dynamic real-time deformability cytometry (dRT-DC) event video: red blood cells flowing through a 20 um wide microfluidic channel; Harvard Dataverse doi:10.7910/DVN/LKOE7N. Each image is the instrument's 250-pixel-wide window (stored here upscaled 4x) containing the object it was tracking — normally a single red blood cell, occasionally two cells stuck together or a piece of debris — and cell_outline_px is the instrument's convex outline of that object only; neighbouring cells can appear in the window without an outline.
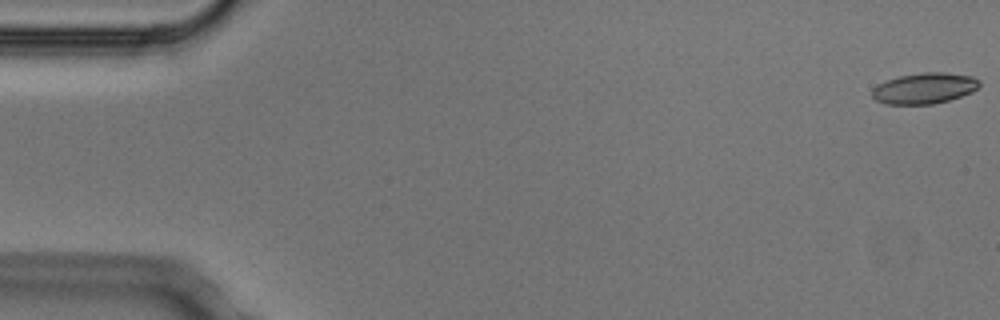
{"species": "Egyptian fruit bat (a non-hibernating species)", "species_latin": "Rousettus aegyptiacus", "temperature_condition": "cold", "stored_images_in_passage": 4, "camera_frame_rate_fps": 3000, "um_per_image_px": 0.085, "animal": {"sex": "male"}, "frame": {"image": 1, "passage_image": 1, "time_ms": 0.0, "image_size_px": [1000, 320], "cell_outline_px": [[980, 84], [972, 92], [948, 100], [932, 104], [884, 104], [876, 100], [872, 96], [872, 88], [888, 80], [900, 76], [924, 72], [944, 72], [972, 76], [980, 80]], "centroid_in_image_um": [78.58, 7.5], "position_along_channel_um": 6.4, "area_um2": 19.13}}
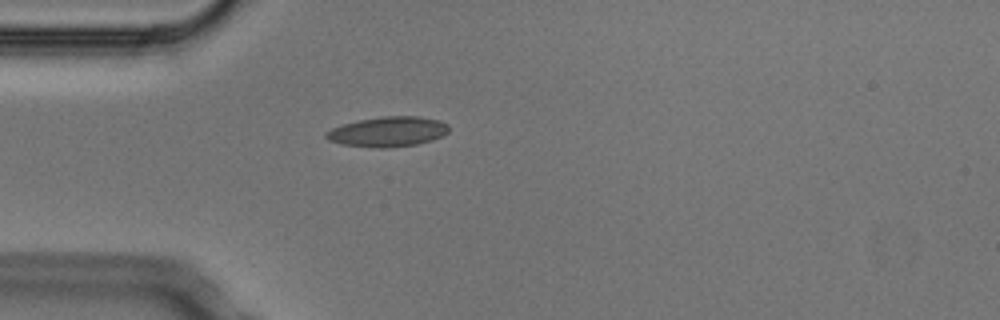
{"frame": {"image": 2, "passage_image": 4, "time_ms": 1.0, "image_size_px": [1000, 320], "cell_outline_px": [[448, 132], [432, 140], [416, 144], [380, 148], [344, 144], [328, 140], [324, 136], [324, 132], [332, 128], [344, 124], [360, 120], [380, 116], [420, 116], [440, 120], [448, 124]], "centroid_in_image_um": [32.97, 11.18], "position_along_channel_um": 52.0, "area_um2": 21.27}}